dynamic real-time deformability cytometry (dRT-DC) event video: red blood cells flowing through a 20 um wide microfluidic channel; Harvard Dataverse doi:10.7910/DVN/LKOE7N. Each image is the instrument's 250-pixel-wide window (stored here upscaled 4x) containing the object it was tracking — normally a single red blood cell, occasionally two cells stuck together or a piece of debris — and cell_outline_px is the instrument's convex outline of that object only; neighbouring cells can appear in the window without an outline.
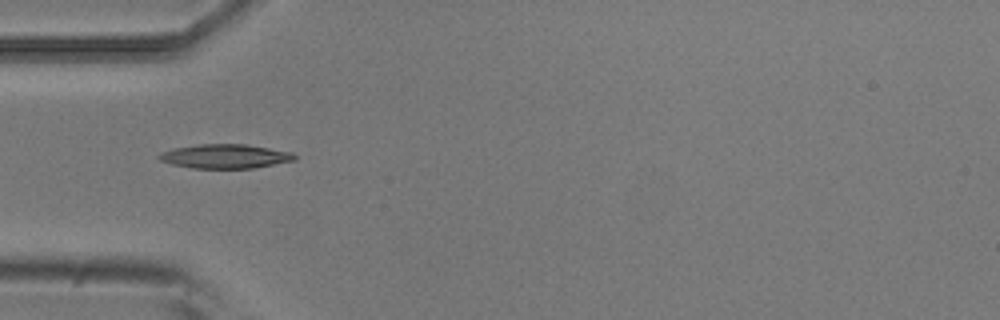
{"species": "common noctule bat (a hibernating species)", "species_latin": "Nyctalus noctula", "temperature_condition": "room temperature", "stored_images_in_passage": 7, "camera_frame_rate_fps": 3000, "um_per_image_px": 0.085, "animal": {"sex": "male", "body_mass_g": 20.5, "forearm_length_mm": 52.5}, "frame": {"image": 1, "passage_image": 5, "time_ms": 1.333, "image_size_px": [1000, 320], "cell_outline_px": [[296, 160], [252, 168], [192, 168], [172, 164], [160, 160], [156, 156], [160, 152], [172, 148], [200, 144], [248, 144], [292, 152], [296, 156]], "centroid_in_image_um": [19.12, 13.27], "position_along_channel_um": 65.9, "area_um2": 19.13}}
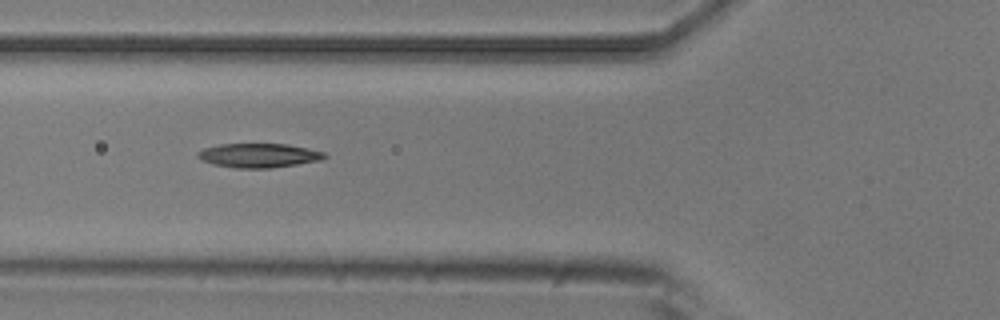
{"frame": {"image": 2, "passage_image": 6, "time_ms": 1.667, "image_size_px": [1000, 320], "cell_outline_px": [[328, 156], [320, 160], [272, 168], [236, 168], [212, 164], [196, 156], [196, 152], [204, 148], [220, 144], [288, 144], [308, 148], [324, 152]], "centroid_in_image_um": [21.99, 13.21], "position_along_channel_um": 103.8, "area_um2": 17.8}}
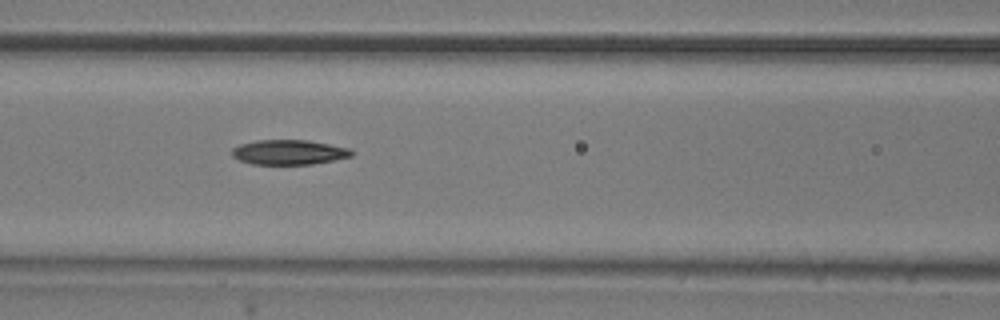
{"frame": {"image": 3, "passage_image": 7, "time_ms": 2.0, "image_size_px": [1000, 320], "cell_outline_px": [[352, 156], [312, 164], [252, 164], [240, 160], [232, 156], [232, 148], [240, 144], [256, 140], [308, 140], [348, 148], [352, 152]], "centroid_in_image_um": [24.51, 12.93], "position_along_channel_um": 142.1, "area_um2": 17.11}}